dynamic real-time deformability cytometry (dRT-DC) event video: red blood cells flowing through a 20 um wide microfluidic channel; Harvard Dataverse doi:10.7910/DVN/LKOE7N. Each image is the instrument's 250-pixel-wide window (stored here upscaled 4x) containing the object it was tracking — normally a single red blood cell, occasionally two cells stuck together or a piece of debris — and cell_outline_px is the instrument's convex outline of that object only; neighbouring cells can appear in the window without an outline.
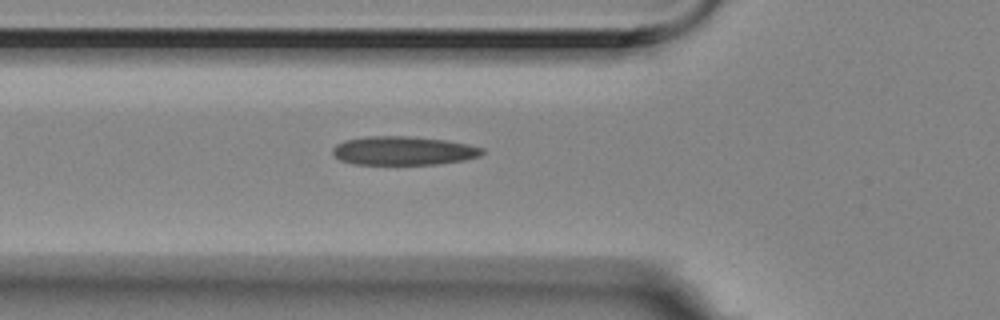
{"species": "Egyptian fruit bat (a non-hibernating species)", "species_latin": "Rousettus aegyptiacus", "temperature_condition": "room temperature", "stored_images_in_passage": 5, "camera_frame_rate_fps": 3000, "um_per_image_px": 0.085, "animal": {"sex": "female"}, "frame": {"image": 1, "passage_image": 5, "time_ms": 1.333, "image_size_px": [1000, 320], "cell_outline_px": [[484, 152], [480, 156], [464, 160], [440, 164], [352, 164], [340, 160], [332, 152], [332, 148], [336, 144], [344, 140], [368, 136], [408, 136], [444, 140], [468, 144], [484, 148]], "centroid_in_image_um": [34.28, 12.81], "position_along_channel_um": 91.5, "area_um2": 25.09}}